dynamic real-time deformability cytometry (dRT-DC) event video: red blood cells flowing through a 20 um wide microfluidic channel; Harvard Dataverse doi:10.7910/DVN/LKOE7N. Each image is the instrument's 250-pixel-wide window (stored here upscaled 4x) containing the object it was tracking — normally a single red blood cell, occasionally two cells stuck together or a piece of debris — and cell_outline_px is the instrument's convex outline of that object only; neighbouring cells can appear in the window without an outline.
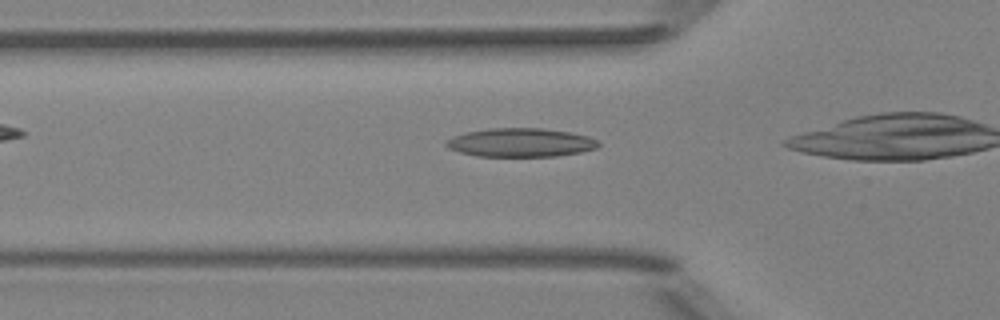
{"species": "Egyptian fruit bat (a non-hibernating species)", "species_latin": "Rousettus aegyptiacus", "temperature_condition": "room temperature", "stored_images_in_passage": 10, "camera_frame_rate_fps": 3000, "um_per_image_px": 0.085, "animal": {"sex": "female"}, "frame": {"image": 1, "passage_image": 2, "time_ms": 0.333, "image_size_px": [1000, 320], "cell_outline_px": [[600, 144], [596, 148], [580, 152], [556, 156], [476, 156], [460, 152], [448, 148], [444, 144], [444, 140], [452, 136], [464, 132], [492, 128], [544, 128], [572, 132], [588, 136], [600, 140]], "centroid_in_image_um": [44.24, 12.11], "position_along_channel_um": 81.6, "area_um2": 25.72}}
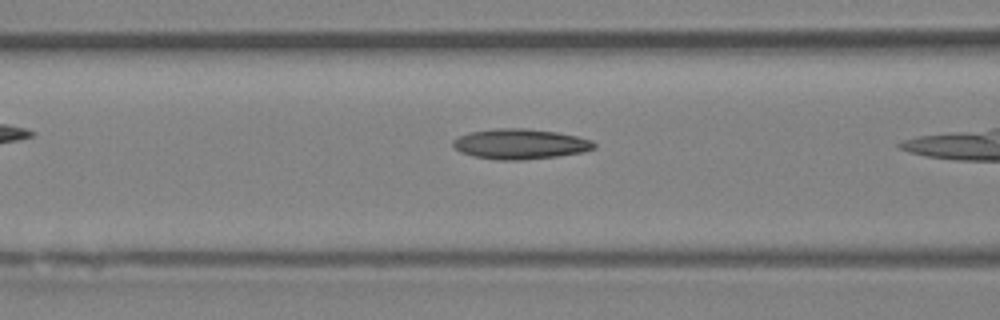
{"frame": {"image": 2, "passage_image": 5, "time_ms": 1.333, "image_size_px": [1000, 320], "cell_outline_px": [[596, 148], [584, 152], [556, 156], [524, 160], [496, 160], [472, 156], [460, 152], [452, 144], [452, 140], [468, 132], [496, 128], [524, 128], [556, 132], [576, 136], [592, 140], [596, 144]], "centroid_in_image_um": [44.21, 12.24], "position_along_channel_um": 122.4, "area_um2": 24.97}}
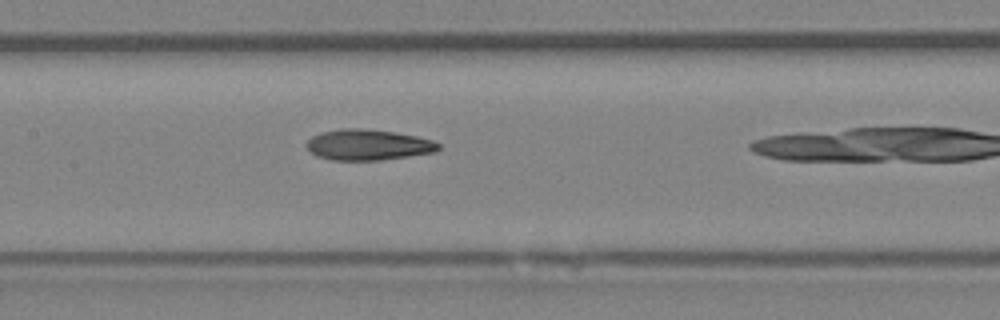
{"frame": {"image": 3, "passage_image": 9, "time_ms": 2.667, "image_size_px": [1000, 320], "cell_outline_px": [[440, 148], [436, 152], [380, 160], [332, 160], [316, 156], [304, 144], [312, 136], [320, 132], [340, 128], [360, 128], [396, 132], [416, 136], [432, 140], [440, 144]], "centroid_in_image_um": [31.27, 12.3], "position_along_channel_um": 176.1, "area_um2": 23.76}}